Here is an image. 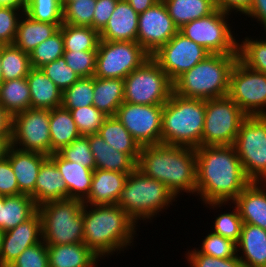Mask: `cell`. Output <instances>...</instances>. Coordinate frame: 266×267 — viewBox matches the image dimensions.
Segmentation results:
<instances>
[{
    "mask_svg": "<svg viewBox=\"0 0 266 267\" xmlns=\"http://www.w3.org/2000/svg\"><path fill=\"white\" fill-rule=\"evenodd\" d=\"M83 201L65 199L38 206L42 220V240L46 245L84 242Z\"/></svg>",
    "mask_w": 266,
    "mask_h": 267,
    "instance_id": "obj_7",
    "label": "cell"
},
{
    "mask_svg": "<svg viewBox=\"0 0 266 267\" xmlns=\"http://www.w3.org/2000/svg\"><path fill=\"white\" fill-rule=\"evenodd\" d=\"M173 92V82L150 57L124 79V102L164 105Z\"/></svg>",
    "mask_w": 266,
    "mask_h": 267,
    "instance_id": "obj_8",
    "label": "cell"
},
{
    "mask_svg": "<svg viewBox=\"0 0 266 267\" xmlns=\"http://www.w3.org/2000/svg\"><path fill=\"white\" fill-rule=\"evenodd\" d=\"M237 60L238 54H210L173 82V92L203 100L228 96L230 73Z\"/></svg>",
    "mask_w": 266,
    "mask_h": 267,
    "instance_id": "obj_4",
    "label": "cell"
},
{
    "mask_svg": "<svg viewBox=\"0 0 266 267\" xmlns=\"http://www.w3.org/2000/svg\"><path fill=\"white\" fill-rule=\"evenodd\" d=\"M118 1L119 0H96L92 20L93 29L100 32L105 27Z\"/></svg>",
    "mask_w": 266,
    "mask_h": 267,
    "instance_id": "obj_53",
    "label": "cell"
},
{
    "mask_svg": "<svg viewBox=\"0 0 266 267\" xmlns=\"http://www.w3.org/2000/svg\"><path fill=\"white\" fill-rule=\"evenodd\" d=\"M11 147V134H0V160L7 157Z\"/></svg>",
    "mask_w": 266,
    "mask_h": 267,
    "instance_id": "obj_58",
    "label": "cell"
},
{
    "mask_svg": "<svg viewBox=\"0 0 266 267\" xmlns=\"http://www.w3.org/2000/svg\"><path fill=\"white\" fill-rule=\"evenodd\" d=\"M211 53L185 37L179 31L151 57L174 82L185 71L192 69Z\"/></svg>",
    "mask_w": 266,
    "mask_h": 267,
    "instance_id": "obj_16",
    "label": "cell"
},
{
    "mask_svg": "<svg viewBox=\"0 0 266 267\" xmlns=\"http://www.w3.org/2000/svg\"><path fill=\"white\" fill-rule=\"evenodd\" d=\"M3 81L2 79V71H1V45H0V83Z\"/></svg>",
    "mask_w": 266,
    "mask_h": 267,
    "instance_id": "obj_61",
    "label": "cell"
},
{
    "mask_svg": "<svg viewBox=\"0 0 266 267\" xmlns=\"http://www.w3.org/2000/svg\"><path fill=\"white\" fill-rule=\"evenodd\" d=\"M37 211L38 206L29 195H0V230L5 232L15 228L30 219Z\"/></svg>",
    "mask_w": 266,
    "mask_h": 267,
    "instance_id": "obj_30",
    "label": "cell"
},
{
    "mask_svg": "<svg viewBox=\"0 0 266 267\" xmlns=\"http://www.w3.org/2000/svg\"><path fill=\"white\" fill-rule=\"evenodd\" d=\"M234 146L246 177L266 182V116H247Z\"/></svg>",
    "mask_w": 266,
    "mask_h": 267,
    "instance_id": "obj_9",
    "label": "cell"
},
{
    "mask_svg": "<svg viewBox=\"0 0 266 267\" xmlns=\"http://www.w3.org/2000/svg\"><path fill=\"white\" fill-rule=\"evenodd\" d=\"M163 105H141L123 102L117 119L142 146L161 144Z\"/></svg>",
    "mask_w": 266,
    "mask_h": 267,
    "instance_id": "obj_15",
    "label": "cell"
},
{
    "mask_svg": "<svg viewBox=\"0 0 266 267\" xmlns=\"http://www.w3.org/2000/svg\"><path fill=\"white\" fill-rule=\"evenodd\" d=\"M24 10L13 6H0V45L13 44Z\"/></svg>",
    "mask_w": 266,
    "mask_h": 267,
    "instance_id": "obj_47",
    "label": "cell"
},
{
    "mask_svg": "<svg viewBox=\"0 0 266 267\" xmlns=\"http://www.w3.org/2000/svg\"><path fill=\"white\" fill-rule=\"evenodd\" d=\"M229 13L216 9L213 13L184 24L179 32L211 54H238V42L229 22Z\"/></svg>",
    "mask_w": 266,
    "mask_h": 267,
    "instance_id": "obj_11",
    "label": "cell"
},
{
    "mask_svg": "<svg viewBox=\"0 0 266 267\" xmlns=\"http://www.w3.org/2000/svg\"><path fill=\"white\" fill-rule=\"evenodd\" d=\"M130 6L138 13H142L152 7L159 0H126Z\"/></svg>",
    "mask_w": 266,
    "mask_h": 267,
    "instance_id": "obj_57",
    "label": "cell"
},
{
    "mask_svg": "<svg viewBox=\"0 0 266 267\" xmlns=\"http://www.w3.org/2000/svg\"><path fill=\"white\" fill-rule=\"evenodd\" d=\"M93 105L106 116H115L124 102V79L94 77Z\"/></svg>",
    "mask_w": 266,
    "mask_h": 267,
    "instance_id": "obj_31",
    "label": "cell"
},
{
    "mask_svg": "<svg viewBox=\"0 0 266 267\" xmlns=\"http://www.w3.org/2000/svg\"><path fill=\"white\" fill-rule=\"evenodd\" d=\"M62 24L35 21L24 13L19 20L13 45L30 54L41 42L56 33Z\"/></svg>",
    "mask_w": 266,
    "mask_h": 267,
    "instance_id": "obj_29",
    "label": "cell"
},
{
    "mask_svg": "<svg viewBox=\"0 0 266 267\" xmlns=\"http://www.w3.org/2000/svg\"><path fill=\"white\" fill-rule=\"evenodd\" d=\"M185 257L191 267H244L238 255L232 258H216L193 249L186 252Z\"/></svg>",
    "mask_w": 266,
    "mask_h": 267,
    "instance_id": "obj_51",
    "label": "cell"
},
{
    "mask_svg": "<svg viewBox=\"0 0 266 267\" xmlns=\"http://www.w3.org/2000/svg\"><path fill=\"white\" fill-rule=\"evenodd\" d=\"M47 157L42 153L22 151L13 146L9 148L7 158L17 179L19 195H29L35 202V182Z\"/></svg>",
    "mask_w": 266,
    "mask_h": 267,
    "instance_id": "obj_19",
    "label": "cell"
},
{
    "mask_svg": "<svg viewBox=\"0 0 266 267\" xmlns=\"http://www.w3.org/2000/svg\"><path fill=\"white\" fill-rule=\"evenodd\" d=\"M24 13L35 21L63 23L61 0H27Z\"/></svg>",
    "mask_w": 266,
    "mask_h": 267,
    "instance_id": "obj_41",
    "label": "cell"
},
{
    "mask_svg": "<svg viewBox=\"0 0 266 267\" xmlns=\"http://www.w3.org/2000/svg\"><path fill=\"white\" fill-rule=\"evenodd\" d=\"M59 169L68 189V199L84 201L90 192L93 170L62 158L57 152L49 156Z\"/></svg>",
    "mask_w": 266,
    "mask_h": 267,
    "instance_id": "obj_23",
    "label": "cell"
},
{
    "mask_svg": "<svg viewBox=\"0 0 266 267\" xmlns=\"http://www.w3.org/2000/svg\"><path fill=\"white\" fill-rule=\"evenodd\" d=\"M246 117L229 96L205 100L201 146L234 145Z\"/></svg>",
    "mask_w": 266,
    "mask_h": 267,
    "instance_id": "obj_10",
    "label": "cell"
},
{
    "mask_svg": "<svg viewBox=\"0 0 266 267\" xmlns=\"http://www.w3.org/2000/svg\"><path fill=\"white\" fill-rule=\"evenodd\" d=\"M89 144L95 159L96 168L123 173H131L136 168V162L126 153L119 152L96 133L88 135Z\"/></svg>",
    "mask_w": 266,
    "mask_h": 267,
    "instance_id": "obj_28",
    "label": "cell"
},
{
    "mask_svg": "<svg viewBox=\"0 0 266 267\" xmlns=\"http://www.w3.org/2000/svg\"><path fill=\"white\" fill-rule=\"evenodd\" d=\"M196 151V195L206 207L230 203L251 183L234 145L200 146Z\"/></svg>",
    "mask_w": 266,
    "mask_h": 267,
    "instance_id": "obj_1",
    "label": "cell"
},
{
    "mask_svg": "<svg viewBox=\"0 0 266 267\" xmlns=\"http://www.w3.org/2000/svg\"><path fill=\"white\" fill-rule=\"evenodd\" d=\"M138 16L126 0H119L107 24L99 32L100 40L137 42Z\"/></svg>",
    "mask_w": 266,
    "mask_h": 267,
    "instance_id": "obj_21",
    "label": "cell"
},
{
    "mask_svg": "<svg viewBox=\"0 0 266 267\" xmlns=\"http://www.w3.org/2000/svg\"><path fill=\"white\" fill-rule=\"evenodd\" d=\"M81 136L93 135L108 116L99 111L94 105L69 110Z\"/></svg>",
    "mask_w": 266,
    "mask_h": 267,
    "instance_id": "obj_43",
    "label": "cell"
},
{
    "mask_svg": "<svg viewBox=\"0 0 266 267\" xmlns=\"http://www.w3.org/2000/svg\"><path fill=\"white\" fill-rule=\"evenodd\" d=\"M163 2L178 29L184 24L213 13L217 9L215 0H163Z\"/></svg>",
    "mask_w": 266,
    "mask_h": 267,
    "instance_id": "obj_34",
    "label": "cell"
},
{
    "mask_svg": "<svg viewBox=\"0 0 266 267\" xmlns=\"http://www.w3.org/2000/svg\"><path fill=\"white\" fill-rule=\"evenodd\" d=\"M32 68L30 55L12 45H1V71L3 81L26 78Z\"/></svg>",
    "mask_w": 266,
    "mask_h": 267,
    "instance_id": "obj_37",
    "label": "cell"
},
{
    "mask_svg": "<svg viewBox=\"0 0 266 267\" xmlns=\"http://www.w3.org/2000/svg\"><path fill=\"white\" fill-rule=\"evenodd\" d=\"M94 76L80 77L62 94V107L67 110L93 105Z\"/></svg>",
    "mask_w": 266,
    "mask_h": 267,
    "instance_id": "obj_39",
    "label": "cell"
},
{
    "mask_svg": "<svg viewBox=\"0 0 266 267\" xmlns=\"http://www.w3.org/2000/svg\"><path fill=\"white\" fill-rule=\"evenodd\" d=\"M0 105L11 116L30 108V89L26 78L0 83Z\"/></svg>",
    "mask_w": 266,
    "mask_h": 267,
    "instance_id": "obj_35",
    "label": "cell"
},
{
    "mask_svg": "<svg viewBox=\"0 0 266 267\" xmlns=\"http://www.w3.org/2000/svg\"><path fill=\"white\" fill-rule=\"evenodd\" d=\"M205 121V100L172 92L163 105L161 144L198 148Z\"/></svg>",
    "mask_w": 266,
    "mask_h": 267,
    "instance_id": "obj_5",
    "label": "cell"
},
{
    "mask_svg": "<svg viewBox=\"0 0 266 267\" xmlns=\"http://www.w3.org/2000/svg\"><path fill=\"white\" fill-rule=\"evenodd\" d=\"M41 70L59 89H61V91L72 86L80 78L78 74L67 66L63 56L44 65L41 67Z\"/></svg>",
    "mask_w": 266,
    "mask_h": 267,
    "instance_id": "obj_46",
    "label": "cell"
},
{
    "mask_svg": "<svg viewBox=\"0 0 266 267\" xmlns=\"http://www.w3.org/2000/svg\"><path fill=\"white\" fill-rule=\"evenodd\" d=\"M136 168L162 182L175 198L182 192L196 194L195 148L165 144L142 146Z\"/></svg>",
    "mask_w": 266,
    "mask_h": 267,
    "instance_id": "obj_2",
    "label": "cell"
},
{
    "mask_svg": "<svg viewBox=\"0 0 266 267\" xmlns=\"http://www.w3.org/2000/svg\"><path fill=\"white\" fill-rule=\"evenodd\" d=\"M150 57L138 42L100 40L94 77L125 79Z\"/></svg>",
    "mask_w": 266,
    "mask_h": 267,
    "instance_id": "obj_12",
    "label": "cell"
},
{
    "mask_svg": "<svg viewBox=\"0 0 266 267\" xmlns=\"http://www.w3.org/2000/svg\"><path fill=\"white\" fill-rule=\"evenodd\" d=\"M9 267H49L47 245L42 240L25 249Z\"/></svg>",
    "mask_w": 266,
    "mask_h": 267,
    "instance_id": "obj_50",
    "label": "cell"
},
{
    "mask_svg": "<svg viewBox=\"0 0 266 267\" xmlns=\"http://www.w3.org/2000/svg\"><path fill=\"white\" fill-rule=\"evenodd\" d=\"M49 267H98V257L84 242L47 245Z\"/></svg>",
    "mask_w": 266,
    "mask_h": 267,
    "instance_id": "obj_27",
    "label": "cell"
},
{
    "mask_svg": "<svg viewBox=\"0 0 266 267\" xmlns=\"http://www.w3.org/2000/svg\"><path fill=\"white\" fill-rule=\"evenodd\" d=\"M201 249L195 248L199 253L216 258H232L237 256V244L214 232L208 233L203 239Z\"/></svg>",
    "mask_w": 266,
    "mask_h": 267,
    "instance_id": "obj_45",
    "label": "cell"
},
{
    "mask_svg": "<svg viewBox=\"0 0 266 267\" xmlns=\"http://www.w3.org/2000/svg\"><path fill=\"white\" fill-rule=\"evenodd\" d=\"M234 206V207H233ZM232 206L231 212H224L215 219L212 232L219 234L225 238L231 239L235 243L239 241L243 221L239 215V211L235 205Z\"/></svg>",
    "mask_w": 266,
    "mask_h": 267,
    "instance_id": "obj_49",
    "label": "cell"
},
{
    "mask_svg": "<svg viewBox=\"0 0 266 267\" xmlns=\"http://www.w3.org/2000/svg\"><path fill=\"white\" fill-rule=\"evenodd\" d=\"M82 215L84 243L101 259L132 246L138 225L117 204H83Z\"/></svg>",
    "mask_w": 266,
    "mask_h": 267,
    "instance_id": "obj_3",
    "label": "cell"
},
{
    "mask_svg": "<svg viewBox=\"0 0 266 267\" xmlns=\"http://www.w3.org/2000/svg\"><path fill=\"white\" fill-rule=\"evenodd\" d=\"M59 29L64 39V51H97L99 32L89 26L63 23Z\"/></svg>",
    "mask_w": 266,
    "mask_h": 267,
    "instance_id": "obj_36",
    "label": "cell"
},
{
    "mask_svg": "<svg viewBox=\"0 0 266 267\" xmlns=\"http://www.w3.org/2000/svg\"><path fill=\"white\" fill-rule=\"evenodd\" d=\"M3 234H4V232L2 230H0V255H1V251H2V238H3Z\"/></svg>",
    "mask_w": 266,
    "mask_h": 267,
    "instance_id": "obj_60",
    "label": "cell"
},
{
    "mask_svg": "<svg viewBox=\"0 0 266 267\" xmlns=\"http://www.w3.org/2000/svg\"><path fill=\"white\" fill-rule=\"evenodd\" d=\"M42 241V220L37 211L30 219L5 231L2 238L0 267H9L27 248Z\"/></svg>",
    "mask_w": 266,
    "mask_h": 267,
    "instance_id": "obj_18",
    "label": "cell"
},
{
    "mask_svg": "<svg viewBox=\"0 0 266 267\" xmlns=\"http://www.w3.org/2000/svg\"><path fill=\"white\" fill-rule=\"evenodd\" d=\"M237 252L244 267H266V231L259 226L243 223Z\"/></svg>",
    "mask_w": 266,
    "mask_h": 267,
    "instance_id": "obj_25",
    "label": "cell"
},
{
    "mask_svg": "<svg viewBox=\"0 0 266 267\" xmlns=\"http://www.w3.org/2000/svg\"><path fill=\"white\" fill-rule=\"evenodd\" d=\"M50 110L29 108L12 116L11 146L51 155ZM19 146V147H18Z\"/></svg>",
    "mask_w": 266,
    "mask_h": 267,
    "instance_id": "obj_14",
    "label": "cell"
},
{
    "mask_svg": "<svg viewBox=\"0 0 266 267\" xmlns=\"http://www.w3.org/2000/svg\"><path fill=\"white\" fill-rule=\"evenodd\" d=\"M61 1H77V0H61Z\"/></svg>",
    "mask_w": 266,
    "mask_h": 267,
    "instance_id": "obj_62",
    "label": "cell"
},
{
    "mask_svg": "<svg viewBox=\"0 0 266 267\" xmlns=\"http://www.w3.org/2000/svg\"><path fill=\"white\" fill-rule=\"evenodd\" d=\"M26 80L30 89V108L51 110L61 107L63 91L41 68H31Z\"/></svg>",
    "mask_w": 266,
    "mask_h": 267,
    "instance_id": "obj_26",
    "label": "cell"
},
{
    "mask_svg": "<svg viewBox=\"0 0 266 267\" xmlns=\"http://www.w3.org/2000/svg\"><path fill=\"white\" fill-rule=\"evenodd\" d=\"M68 199V189L55 162L48 156L42 163L35 182L37 206L57 200Z\"/></svg>",
    "mask_w": 266,
    "mask_h": 267,
    "instance_id": "obj_24",
    "label": "cell"
},
{
    "mask_svg": "<svg viewBox=\"0 0 266 267\" xmlns=\"http://www.w3.org/2000/svg\"><path fill=\"white\" fill-rule=\"evenodd\" d=\"M0 134H12V116L1 105Z\"/></svg>",
    "mask_w": 266,
    "mask_h": 267,
    "instance_id": "obj_56",
    "label": "cell"
},
{
    "mask_svg": "<svg viewBox=\"0 0 266 267\" xmlns=\"http://www.w3.org/2000/svg\"><path fill=\"white\" fill-rule=\"evenodd\" d=\"M64 54V39L62 31L59 29L50 38L41 42L29 54L30 64L33 68H41L62 57Z\"/></svg>",
    "mask_w": 266,
    "mask_h": 267,
    "instance_id": "obj_40",
    "label": "cell"
},
{
    "mask_svg": "<svg viewBox=\"0 0 266 267\" xmlns=\"http://www.w3.org/2000/svg\"><path fill=\"white\" fill-rule=\"evenodd\" d=\"M240 43L238 59L248 68L266 74V37L264 40L245 37Z\"/></svg>",
    "mask_w": 266,
    "mask_h": 267,
    "instance_id": "obj_38",
    "label": "cell"
},
{
    "mask_svg": "<svg viewBox=\"0 0 266 267\" xmlns=\"http://www.w3.org/2000/svg\"><path fill=\"white\" fill-rule=\"evenodd\" d=\"M96 0L62 1L63 23L92 28Z\"/></svg>",
    "mask_w": 266,
    "mask_h": 267,
    "instance_id": "obj_42",
    "label": "cell"
},
{
    "mask_svg": "<svg viewBox=\"0 0 266 267\" xmlns=\"http://www.w3.org/2000/svg\"><path fill=\"white\" fill-rule=\"evenodd\" d=\"M129 174L104 169H95L88 197L83 201L89 205L117 204Z\"/></svg>",
    "mask_w": 266,
    "mask_h": 267,
    "instance_id": "obj_20",
    "label": "cell"
},
{
    "mask_svg": "<svg viewBox=\"0 0 266 267\" xmlns=\"http://www.w3.org/2000/svg\"><path fill=\"white\" fill-rule=\"evenodd\" d=\"M176 201L167 187L135 168L129 173L117 205L136 223L152 220ZM140 220V221H139Z\"/></svg>",
    "mask_w": 266,
    "mask_h": 267,
    "instance_id": "obj_6",
    "label": "cell"
},
{
    "mask_svg": "<svg viewBox=\"0 0 266 267\" xmlns=\"http://www.w3.org/2000/svg\"><path fill=\"white\" fill-rule=\"evenodd\" d=\"M178 31L163 0H159L138 16L137 42L150 55L165 45Z\"/></svg>",
    "mask_w": 266,
    "mask_h": 267,
    "instance_id": "obj_17",
    "label": "cell"
},
{
    "mask_svg": "<svg viewBox=\"0 0 266 267\" xmlns=\"http://www.w3.org/2000/svg\"><path fill=\"white\" fill-rule=\"evenodd\" d=\"M0 195L17 196L19 187L9 159L0 160Z\"/></svg>",
    "mask_w": 266,
    "mask_h": 267,
    "instance_id": "obj_52",
    "label": "cell"
},
{
    "mask_svg": "<svg viewBox=\"0 0 266 267\" xmlns=\"http://www.w3.org/2000/svg\"><path fill=\"white\" fill-rule=\"evenodd\" d=\"M245 16L251 17L258 22H261V27H264L266 32V0H253L248 11L244 14Z\"/></svg>",
    "mask_w": 266,
    "mask_h": 267,
    "instance_id": "obj_55",
    "label": "cell"
},
{
    "mask_svg": "<svg viewBox=\"0 0 266 267\" xmlns=\"http://www.w3.org/2000/svg\"><path fill=\"white\" fill-rule=\"evenodd\" d=\"M216 6L223 12L231 14L235 11L245 14L251 6L253 0H215Z\"/></svg>",
    "mask_w": 266,
    "mask_h": 267,
    "instance_id": "obj_54",
    "label": "cell"
},
{
    "mask_svg": "<svg viewBox=\"0 0 266 267\" xmlns=\"http://www.w3.org/2000/svg\"><path fill=\"white\" fill-rule=\"evenodd\" d=\"M27 0H0V6H13L25 9Z\"/></svg>",
    "mask_w": 266,
    "mask_h": 267,
    "instance_id": "obj_59",
    "label": "cell"
},
{
    "mask_svg": "<svg viewBox=\"0 0 266 267\" xmlns=\"http://www.w3.org/2000/svg\"><path fill=\"white\" fill-rule=\"evenodd\" d=\"M266 182H251L231 203L235 204L243 223L266 231Z\"/></svg>",
    "mask_w": 266,
    "mask_h": 267,
    "instance_id": "obj_22",
    "label": "cell"
},
{
    "mask_svg": "<svg viewBox=\"0 0 266 267\" xmlns=\"http://www.w3.org/2000/svg\"><path fill=\"white\" fill-rule=\"evenodd\" d=\"M49 129L51 154L58 152L64 146L70 145L81 136L70 111L62 106L50 110Z\"/></svg>",
    "mask_w": 266,
    "mask_h": 267,
    "instance_id": "obj_33",
    "label": "cell"
},
{
    "mask_svg": "<svg viewBox=\"0 0 266 267\" xmlns=\"http://www.w3.org/2000/svg\"><path fill=\"white\" fill-rule=\"evenodd\" d=\"M98 134L109 146L119 152L128 154L137 163L141 146L116 116L107 117L100 127Z\"/></svg>",
    "mask_w": 266,
    "mask_h": 267,
    "instance_id": "obj_32",
    "label": "cell"
},
{
    "mask_svg": "<svg viewBox=\"0 0 266 267\" xmlns=\"http://www.w3.org/2000/svg\"><path fill=\"white\" fill-rule=\"evenodd\" d=\"M57 153L62 158L81 164L84 167L92 169L93 171L96 168L95 159L90 148L89 138L87 136H80L70 145L62 147Z\"/></svg>",
    "mask_w": 266,
    "mask_h": 267,
    "instance_id": "obj_44",
    "label": "cell"
},
{
    "mask_svg": "<svg viewBox=\"0 0 266 267\" xmlns=\"http://www.w3.org/2000/svg\"><path fill=\"white\" fill-rule=\"evenodd\" d=\"M97 51H64L66 64L80 77H92L96 70Z\"/></svg>",
    "mask_w": 266,
    "mask_h": 267,
    "instance_id": "obj_48",
    "label": "cell"
},
{
    "mask_svg": "<svg viewBox=\"0 0 266 267\" xmlns=\"http://www.w3.org/2000/svg\"><path fill=\"white\" fill-rule=\"evenodd\" d=\"M228 96L247 116H266V74L238 59L230 73Z\"/></svg>",
    "mask_w": 266,
    "mask_h": 267,
    "instance_id": "obj_13",
    "label": "cell"
}]
</instances>
